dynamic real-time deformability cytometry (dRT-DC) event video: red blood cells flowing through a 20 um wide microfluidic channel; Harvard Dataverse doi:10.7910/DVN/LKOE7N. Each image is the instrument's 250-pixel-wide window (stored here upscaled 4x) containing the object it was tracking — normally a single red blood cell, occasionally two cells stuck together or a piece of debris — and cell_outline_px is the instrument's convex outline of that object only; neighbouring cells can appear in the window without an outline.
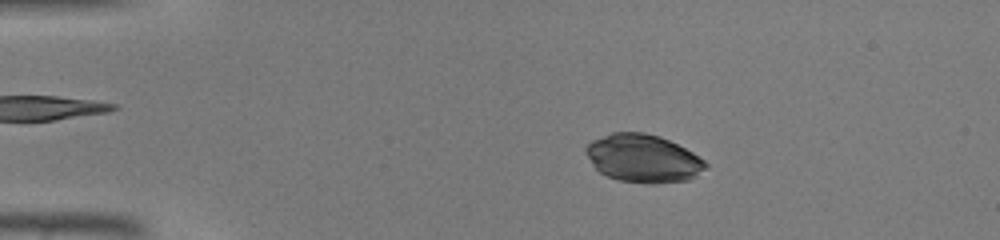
{"species": "common noctule bat (a hibernating species)", "species_latin": "Nyctalus noctula", "temperature_condition": "warm", "stored_images_in_passage": 40, "camera_frame_rate_fps": 3000, "um_per_image_px": 0.085, "animal": {"sex": "male", "body_mass_g": 19.0, "forearm_length_mm": 50.8}, "frame": {"image": 1, "passage_image": 3, "time_ms": 0.667, "image_size_px": [1000, 240], "cell_outline_px": [[708, 168], [688, 180], [656, 184], [648, 184], [620, 180], [608, 176], [600, 172], [592, 164], [584, 152], [584, 148], [592, 140], [612, 132], [644, 132], [660, 136], [692, 152], [704, 160], [708, 164]], "centroid_in_image_um": [54.66, 13.46], "position_along_channel_um": 30.3, "area_um2": 33.52}}
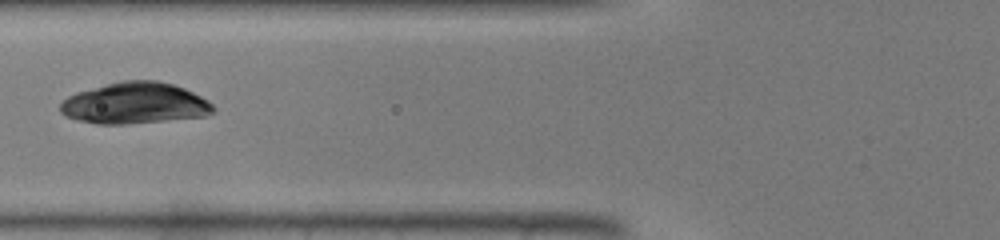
{"frame": {"image": 2, "passage_image": 13, "time_ms": 4.0, "image_size_px": [1000, 240], "cell_outline_px": [[216, 108], [212, 112], [204, 116], [128, 124], [96, 124], [76, 120], [64, 116], [60, 112], [60, 104], [68, 96], [76, 92], [124, 80], [156, 80], [172, 84], [184, 88], [208, 100]], "centroid_in_image_um": [11.43, 8.78], "position_along_channel_um": 114.4, "area_um2": 36.7}}